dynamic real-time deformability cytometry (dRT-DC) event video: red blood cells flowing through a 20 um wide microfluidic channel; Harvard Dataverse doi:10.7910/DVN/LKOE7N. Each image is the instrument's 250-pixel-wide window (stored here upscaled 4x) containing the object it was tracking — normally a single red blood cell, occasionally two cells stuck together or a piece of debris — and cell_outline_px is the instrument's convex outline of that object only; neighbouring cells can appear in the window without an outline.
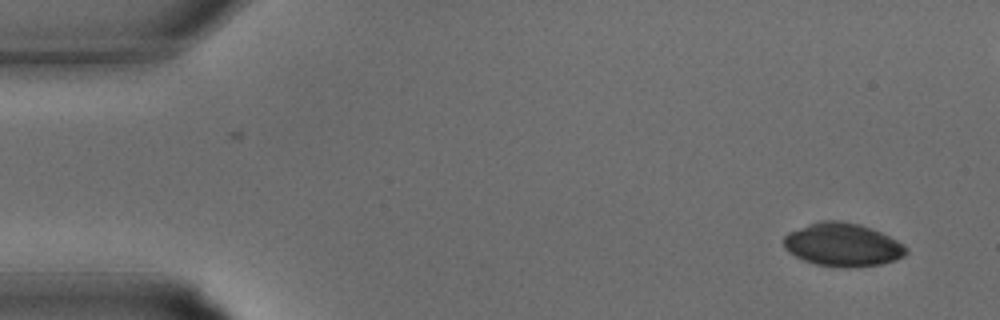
{"species": "common noctule bat (a hibernating species)", "species_latin": "Nyctalus noctula", "temperature_condition": "warm", "stored_images_in_passage": 19, "camera_frame_rate_fps": 3000, "um_per_image_px": 0.085, "animal": {"sex": "male", "body_mass_g": 15.6}, "frame": {"image": 1, "passage_image": 1, "time_ms": 0.0, "image_size_px": [1000, 320], "cell_outline_px": [[908, 252], [904, 256], [896, 260], [880, 264], [848, 268], [844, 268], [816, 264], [804, 260], [788, 252], [784, 248], [784, 236], [788, 232], [808, 224], [820, 220], [840, 220], [860, 224], [872, 228], [904, 244], [908, 248]], "centroid_in_image_um": [71.63, 20.8], "position_along_channel_um": 13.4, "area_um2": 31.04}}
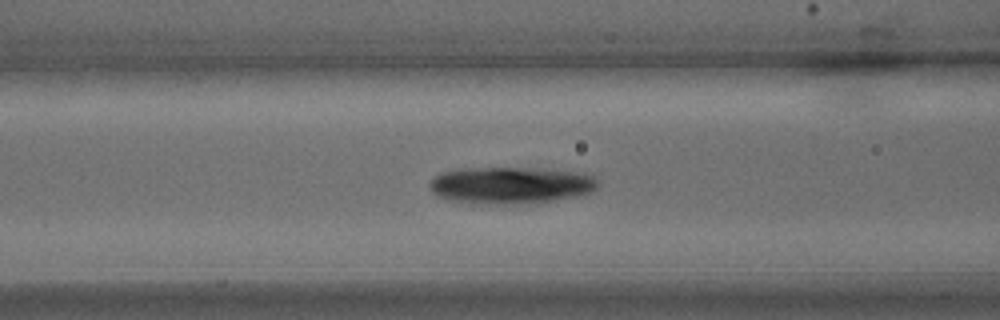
{"frame": {"image": 2, "passage_image": 12, "time_ms": 3.667, "image_size_px": [1000, 320], "cell_outline_px": [[600, 184], [592, 192], [584, 196], [552, 200], [504, 204], [492, 204], [452, 200], [436, 196], [428, 188], [428, 184], [440, 172], [460, 168], [544, 168], [584, 172], [596, 176]], "centroid_in_image_um": [43.48, 15.72], "position_along_channel_um": 123.1, "area_um2": 36.59}}
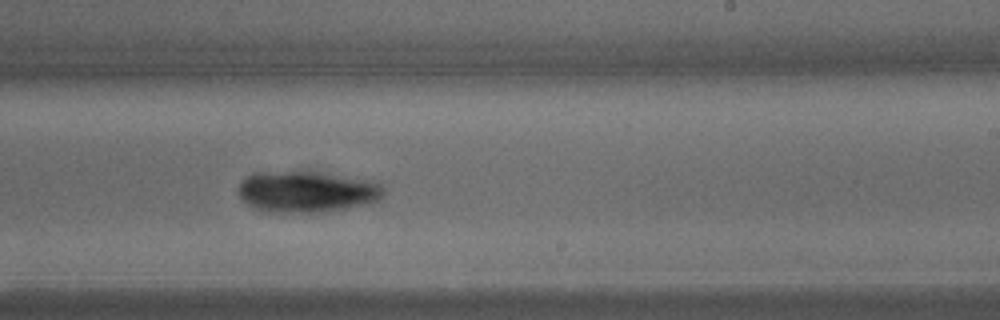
{"frame": {"image": 3, "passage_image": 19, "time_ms": 6.0, "image_size_px": [1000, 320], "cell_outline_px": [[384, 192], [380, 200], [368, 204], [348, 208], [324, 212], [260, 212], [252, 208], [240, 196], [240, 180], [244, 176], [252, 172], [320, 172], [376, 180], [384, 188]], "centroid_in_image_um": [26.1, 16.29], "position_along_channel_um": 262.9, "area_um2": 35.49}}